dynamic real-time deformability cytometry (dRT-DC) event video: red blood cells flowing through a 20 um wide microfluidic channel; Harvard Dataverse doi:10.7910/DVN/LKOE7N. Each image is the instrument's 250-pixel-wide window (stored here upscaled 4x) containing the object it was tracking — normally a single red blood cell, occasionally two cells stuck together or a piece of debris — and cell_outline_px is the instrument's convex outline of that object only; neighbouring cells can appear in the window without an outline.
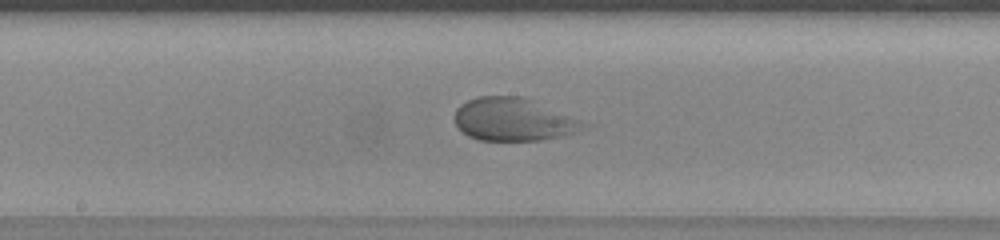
{"species": "human", "species_latin": "Homo sapiens", "temperature_condition": "warm", "stored_images_in_passage": 47, "camera_frame_rate_fps": 3000, "um_per_image_px": 0.085, "donor": {"sex": "female"}, "frame": {"image": 1, "passage_image": 25, "time_ms": 8.0, "image_size_px": [1000, 240], "cell_outline_px": [[596, 124], [588, 128], [564, 136], [540, 140], [480, 140], [468, 136], [456, 124], [456, 108], [460, 104], [476, 96], [524, 96]], "centroid_in_image_um": [43.79, 10.15], "position_along_channel_um": 204.4, "area_um2": 32.89}}
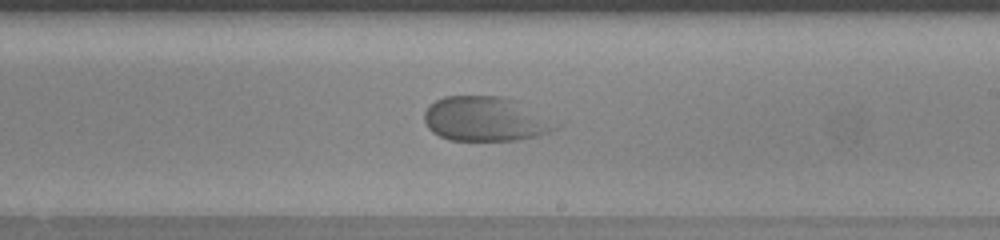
{"frame": {"image": 2, "passage_image": 28, "time_ms": 9.0, "image_size_px": [1000, 240], "cell_outline_px": [[564, 124], [548, 132], [536, 136], [516, 140], [448, 140], [432, 132], [428, 128], [424, 120], [424, 112], [436, 100], [444, 96], [504, 96]], "centroid_in_image_um": [41.27, 10.12], "position_along_channel_um": 247.7, "area_um2": 34.04}}
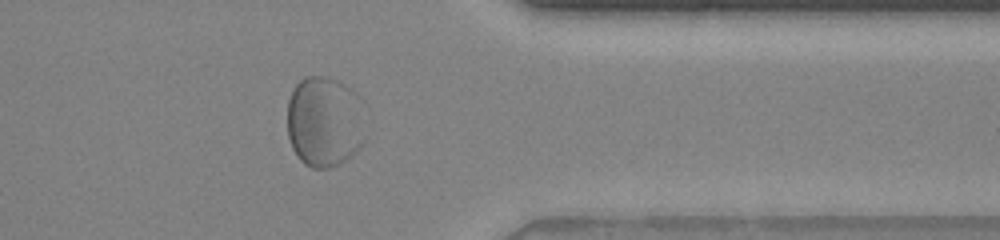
{"frame": {"image": 3, "passage_image": 38, "time_ms": 12.333, "image_size_px": [1000, 240], "cell_outline_px": [[368, 140], [364, 144], [344, 160], [328, 168], [312, 168], [304, 164], [296, 156], [292, 148], [288, 136], [288, 100], [292, 88], [304, 76], [320, 76], [340, 80], [352, 88], [368, 104]], "centroid_in_image_um": [27.7, 10.31], "position_along_channel_um": 383.7, "area_um2": 43.52}}